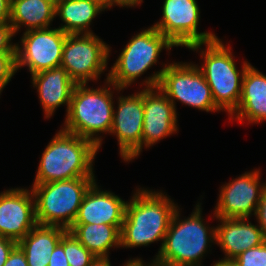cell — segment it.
Returning a JSON list of instances; mask_svg holds the SVG:
<instances>
[{"instance_id":"31","label":"cell","mask_w":266,"mask_h":266,"mask_svg":"<svg viewBox=\"0 0 266 266\" xmlns=\"http://www.w3.org/2000/svg\"><path fill=\"white\" fill-rule=\"evenodd\" d=\"M48 266H70L64 253L63 246L58 243L51 254Z\"/></svg>"},{"instance_id":"2","label":"cell","mask_w":266,"mask_h":266,"mask_svg":"<svg viewBox=\"0 0 266 266\" xmlns=\"http://www.w3.org/2000/svg\"><path fill=\"white\" fill-rule=\"evenodd\" d=\"M180 215L178 207L171 218L162 248L153 260L165 266H201L204 254L208 253L212 243L216 244V227H210L204 221L199 202L190 217L181 219Z\"/></svg>"},{"instance_id":"18","label":"cell","mask_w":266,"mask_h":266,"mask_svg":"<svg viewBox=\"0 0 266 266\" xmlns=\"http://www.w3.org/2000/svg\"><path fill=\"white\" fill-rule=\"evenodd\" d=\"M216 244L224 252L222 260H234L243 251L262 244L264 238L260 227L250 218H216Z\"/></svg>"},{"instance_id":"17","label":"cell","mask_w":266,"mask_h":266,"mask_svg":"<svg viewBox=\"0 0 266 266\" xmlns=\"http://www.w3.org/2000/svg\"><path fill=\"white\" fill-rule=\"evenodd\" d=\"M33 87L38 92V97L44 111L45 118H51L61 105H66V115L76 83L62 67H54L49 70L31 75Z\"/></svg>"},{"instance_id":"16","label":"cell","mask_w":266,"mask_h":266,"mask_svg":"<svg viewBox=\"0 0 266 266\" xmlns=\"http://www.w3.org/2000/svg\"><path fill=\"white\" fill-rule=\"evenodd\" d=\"M126 204L113 192L101 190L95 181L84 195L73 224L122 225Z\"/></svg>"},{"instance_id":"3","label":"cell","mask_w":266,"mask_h":266,"mask_svg":"<svg viewBox=\"0 0 266 266\" xmlns=\"http://www.w3.org/2000/svg\"><path fill=\"white\" fill-rule=\"evenodd\" d=\"M98 150L91 140L60 129L42 153L33 184L95 177Z\"/></svg>"},{"instance_id":"23","label":"cell","mask_w":266,"mask_h":266,"mask_svg":"<svg viewBox=\"0 0 266 266\" xmlns=\"http://www.w3.org/2000/svg\"><path fill=\"white\" fill-rule=\"evenodd\" d=\"M122 225L73 224L68 230L93 255L110 258L109 249L120 248Z\"/></svg>"},{"instance_id":"29","label":"cell","mask_w":266,"mask_h":266,"mask_svg":"<svg viewBox=\"0 0 266 266\" xmlns=\"http://www.w3.org/2000/svg\"><path fill=\"white\" fill-rule=\"evenodd\" d=\"M3 266H28L25 253L17 245Z\"/></svg>"},{"instance_id":"7","label":"cell","mask_w":266,"mask_h":266,"mask_svg":"<svg viewBox=\"0 0 266 266\" xmlns=\"http://www.w3.org/2000/svg\"><path fill=\"white\" fill-rule=\"evenodd\" d=\"M95 177L32 184L37 224L69 230L77 216L84 195Z\"/></svg>"},{"instance_id":"6","label":"cell","mask_w":266,"mask_h":266,"mask_svg":"<svg viewBox=\"0 0 266 266\" xmlns=\"http://www.w3.org/2000/svg\"><path fill=\"white\" fill-rule=\"evenodd\" d=\"M145 80V81H144ZM142 82L144 88L159 89L176 108V101L206 112L221 111L214 102L212 91L196 64L167 63Z\"/></svg>"},{"instance_id":"25","label":"cell","mask_w":266,"mask_h":266,"mask_svg":"<svg viewBox=\"0 0 266 266\" xmlns=\"http://www.w3.org/2000/svg\"><path fill=\"white\" fill-rule=\"evenodd\" d=\"M233 261L237 266H266V240L258 246L243 251Z\"/></svg>"},{"instance_id":"19","label":"cell","mask_w":266,"mask_h":266,"mask_svg":"<svg viewBox=\"0 0 266 266\" xmlns=\"http://www.w3.org/2000/svg\"><path fill=\"white\" fill-rule=\"evenodd\" d=\"M229 117L240 123L244 119L251 124L266 121V75L251 64L243 76L239 104Z\"/></svg>"},{"instance_id":"27","label":"cell","mask_w":266,"mask_h":266,"mask_svg":"<svg viewBox=\"0 0 266 266\" xmlns=\"http://www.w3.org/2000/svg\"><path fill=\"white\" fill-rule=\"evenodd\" d=\"M14 36V30L9 23H0V54L16 53V43L12 42Z\"/></svg>"},{"instance_id":"1","label":"cell","mask_w":266,"mask_h":266,"mask_svg":"<svg viewBox=\"0 0 266 266\" xmlns=\"http://www.w3.org/2000/svg\"><path fill=\"white\" fill-rule=\"evenodd\" d=\"M161 190L152 191L144 188L137 190L127 201L125 217L120 230L121 247L136 248L148 246L156 241H161V246L155 258L159 254L165 234L179 207Z\"/></svg>"},{"instance_id":"12","label":"cell","mask_w":266,"mask_h":266,"mask_svg":"<svg viewBox=\"0 0 266 266\" xmlns=\"http://www.w3.org/2000/svg\"><path fill=\"white\" fill-rule=\"evenodd\" d=\"M110 134L117 137L119 154L125 162L142 152L144 119L143 89L128 96H118Z\"/></svg>"},{"instance_id":"22","label":"cell","mask_w":266,"mask_h":266,"mask_svg":"<svg viewBox=\"0 0 266 266\" xmlns=\"http://www.w3.org/2000/svg\"><path fill=\"white\" fill-rule=\"evenodd\" d=\"M67 231L58 226L37 224L17 243L25 253L28 266H48L51 254Z\"/></svg>"},{"instance_id":"21","label":"cell","mask_w":266,"mask_h":266,"mask_svg":"<svg viewBox=\"0 0 266 266\" xmlns=\"http://www.w3.org/2000/svg\"><path fill=\"white\" fill-rule=\"evenodd\" d=\"M56 0H11L10 21L14 33L48 28L54 20Z\"/></svg>"},{"instance_id":"32","label":"cell","mask_w":266,"mask_h":266,"mask_svg":"<svg viewBox=\"0 0 266 266\" xmlns=\"http://www.w3.org/2000/svg\"><path fill=\"white\" fill-rule=\"evenodd\" d=\"M10 7L11 0H0V23H9Z\"/></svg>"},{"instance_id":"26","label":"cell","mask_w":266,"mask_h":266,"mask_svg":"<svg viewBox=\"0 0 266 266\" xmlns=\"http://www.w3.org/2000/svg\"><path fill=\"white\" fill-rule=\"evenodd\" d=\"M16 72V53L0 54V95Z\"/></svg>"},{"instance_id":"14","label":"cell","mask_w":266,"mask_h":266,"mask_svg":"<svg viewBox=\"0 0 266 266\" xmlns=\"http://www.w3.org/2000/svg\"><path fill=\"white\" fill-rule=\"evenodd\" d=\"M37 225L31 190L11 188L0 193V236L19 242Z\"/></svg>"},{"instance_id":"36","label":"cell","mask_w":266,"mask_h":266,"mask_svg":"<svg viewBox=\"0 0 266 266\" xmlns=\"http://www.w3.org/2000/svg\"><path fill=\"white\" fill-rule=\"evenodd\" d=\"M212 266H237L233 260H217Z\"/></svg>"},{"instance_id":"4","label":"cell","mask_w":266,"mask_h":266,"mask_svg":"<svg viewBox=\"0 0 266 266\" xmlns=\"http://www.w3.org/2000/svg\"><path fill=\"white\" fill-rule=\"evenodd\" d=\"M87 85V83L76 84L64 127L61 129L91 140L100 149L103 141L101 133L102 135L110 133L114 108L116 109L112 90L119 93L123 89H119L108 79L105 80L104 87L94 89Z\"/></svg>"},{"instance_id":"8","label":"cell","mask_w":266,"mask_h":266,"mask_svg":"<svg viewBox=\"0 0 266 266\" xmlns=\"http://www.w3.org/2000/svg\"><path fill=\"white\" fill-rule=\"evenodd\" d=\"M172 47L176 46L155 27L150 26L132 36L106 74V79L124 90L157 64L163 49L170 51Z\"/></svg>"},{"instance_id":"34","label":"cell","mask_w":266,"mask_h":266,"mask_svg":"<svg viewBox=\"0 0 266 266\" xmlns=\"http://www.w3.org/2000/svg\"><path fill=\"white\" fill-rule=\"evenodd\" d=\"M90 266H111V262L109 258L96 257Z\"/></svg>"},{"instance_id":"28","label":"cell","mask_w":266,"mask_h":266,"mask_svg":"<svg viewBox=\"0 0 266 266\" xmlns=\"http://www.w3.org/2000/svg\"><path fill=\"white\" fill-rule=\"evenodd\" d=\"M257 219L264 238L266 239V187L263 189L260 201L258 203L256 213L254 215Z\"/></svg>"},{"instance_id":"13","label":"cell","mask_w":266,"mask_h":266,"mask_svg":"<svg viewBox=\"0 0 266 266\" xmlns=\"http://www.w3.org/2000/svg\"><path fill=\"white\" fill-rule=\"evenodd\" d=\"M260 169L245 172L221 186L215 206V218H250L255 215L266 182L261 183ZM250 216V217H249Z\"/></svg>"},{"instance_id":"15","label":"cell","mask_w":266,"mask_h":266,"mask_svg":"<svg viewBox=\"0 0 266 266\" xmlns=\"http://www.w3.org/2000/svg\"><path fill=\"white\" fill-rule=\"evenodd\" d=\"M143 105L142 149L178 132L177 110L159 87L143 89Z\"/></svg>"},{"instance_id":"35","label":"cell","mask_w":266,"mask_h":266,"mask_svg":"<svg viewBox=\"0 0 266 266\" xmlns=\"http://www.w3.org/2000/svg\"><path fill=\"white\" fill-rule=\"evenodd\" d=\"M124 266H146V262H144L142 260V258H133V259H129L127 260V262H125V264H123Z\"/></svg>"},{"instance_id":"24","label":"cell","mask_w":266,"mask_h":266,"mask_svg":"<svg viewBox=\"0 0 266 266\" xmlns=\"http://www.w3.org/2000/svg\"><path fill=\"white\" fill-rule=\"evenodd\" d=\"M59 243L63 246L70 266H90L96 258L69 231L62 236Z\"/></svg>"},{"instance_id":"11","label":"cell","mask_w":266,"mask_h":266,"mask_svg":"<svg viewBox=\"0 0 266 266\" xmlns=\"http://www.w3.org/2000/svg\"><path fill=\"white\" fill-rule=\"evenodd\" d=\"M66 36L61 29L51 27L24 32L16 43L17 71L27 66L33 75L60 66Z\"/></svg>"},{"instance_id":"10","label":"cell","mask_w":266,"mask_h":266,"mask_svg":"<svg viewBox=\"0 0 266 266\" xmlns=\"http://www.w3.org/2000/svg\"><path fill=\"white\" fill-rule=\"evenodd\" d=\"M200 10L196 0H164L162 19L155 27L176 47L210 42L218 37L213 32H198Z\"/></svg>"},{"instance_id":"20","label":"cell","mask_w":266,"mask_h":266,"mask_svg":"<svg viewBox=\"0 0 266 266\" xmlns=\"http://www.w3.org/2000/svg\"><path fill=\"white\" fill-rule=\"evenodd\" d=\"M107 9L97 0H56L55 16L65 23L58 28L67 34L93 33L92 20Z\"/></svg>"},{"instance_id":"30","label":"cell","mask_w":266,"mask_h":266,"mask_svg":"<svg viewBox=\"0 0 266 266\" xmlns=\"http://www.w3.org/2000/svg\"><path fill=\"white\" fill-rule=\"evenodd\" d=\"M17 246L14 240L0 236V266H3L7 261L12 250Z\"/></svg>"},{"instance_id":"33","label":"cell","mask_w":266,"mask_h":266,"mask_svg":"<svg viewBox=\"0 0 266 266\" xmlns=\"http://www.w3.org/2000/svg\"><path fill=\"white\" fill-rule=\"evenodd\" d=\"M143 3V0H112V7L119 6V7H136Z\"/></svg>"},{"instance_id":"9","label":"cell","mask_w":266,"mask_h":266,"mask_svg":"<svg viewBox=\"0 0 266 266\" xmlns=\"http://www.w3.org/2000/svg\"><path fill=\"white\" fill-rule=\"evenodd\" d=\"M110 49L94 33L67 34L60 66L76 84L97 81L107 69Z\"/></svg>"},{"instance_id":"38","label":"cell","mask_w":266,"mask_h":266,"mask_svg":"<svg viewBox=\"0 0 266 266\" xmlns=\"http://www.w3.org/2000/svg\"><path fill=\"white\" fill-rule=\"evenodd\" d=\"M146 266H165V265H161L159 263H156L154 260H152V262L146 263Z\"/></svg>"},{"instance_id":"5","label":"cell","mask_w":266,"mask_h":266,"mask_svg":"<svg viewBox=\"0 0 266 266\" xmlns=\"http://www.w3.org/2000/svg\"><path fill=\"white\" fill-rule=\"evenodd\" d=\"M203 45L206 49L202 50ZM187 48L194 52H199L200 49L203 64L196 65L212 91L215 105L230 115L239 104L243 76L250 63L244 61L241 71L238 70L231 47H226L219 38L210 42L192 44Z\"/></svg>"},{"instance_id":"37","label":"cell","mask_w":266,"mask_h":266,"mask_svg":"<svg viewBox=\"0 0 266 266\" xmlns=\"http://www.w3.org/2000/svg\"><path fill=\"white\" fill-rule=\"evenodd\" d=\"M101 2L104 6H106L108 9L112 8V0H97Z\"/></svg>"}]
</instances>
